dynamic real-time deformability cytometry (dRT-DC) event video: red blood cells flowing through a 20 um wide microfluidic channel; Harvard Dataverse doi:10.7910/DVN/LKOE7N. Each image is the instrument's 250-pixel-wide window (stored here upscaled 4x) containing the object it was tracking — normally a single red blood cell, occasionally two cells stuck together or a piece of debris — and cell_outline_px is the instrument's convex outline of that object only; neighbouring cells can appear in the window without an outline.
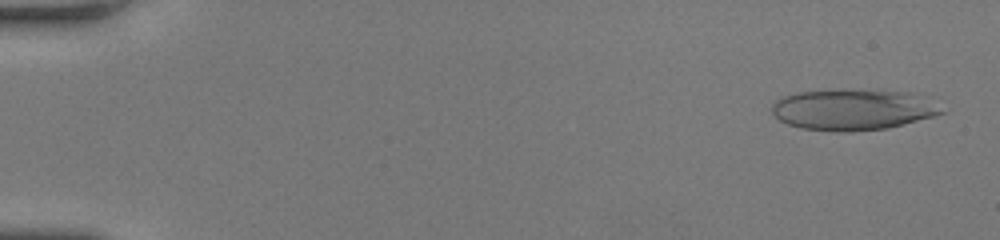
{"species": "human", "species_latin": "Homo sapiens", "temperature_condition": "room temperature", "stored_images_in_passage": 61, "camera_frame_rate_fps": 3000, "um_per_image_px": 0.085, "donor": {"sex": "female"}, "frame": {"image": 1, "passage_image": 3, "time_ms": 0.667, "image_size_px": [1000, 240], "cell_outline_px": [[948, 112], [936, 116], [888, 128], [852, 132], [836, 132], [800, 128], [788, 124], [780, 120], [772, 112], [772, 104], [780, 96], [796, 92], [844, 88], [876, 88], [908, 92]], "centroid_in_image_um": [72.44, 9.29], "position_along_channel_um": 12.6, "area_um2": 41.27}}
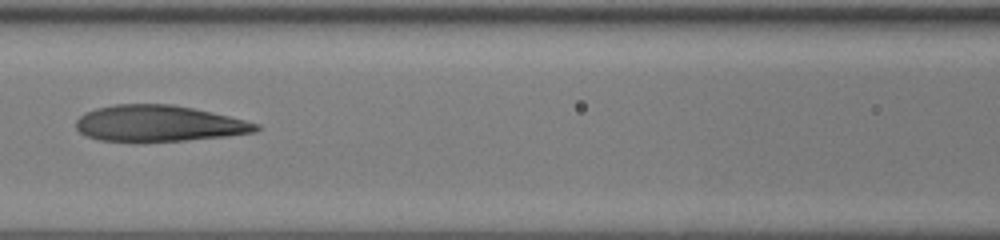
{"frame": {"image": 2, "passage_image": 31, "time_ms": 10.0, "image_size_px": [1000, 240], "cell_outline_px": [[260, 128], [256, 132], [224, 136], [144, 144], [140, 144], [100, 140], [88, 136], [80, 132], [76, 128], [76, 120], [84, 112], [96, 108], [116, 104], [172, 104], [212, 112], [260, 124]], "centroid_in_image_um": [13.45, 10.52], "position_along_channel_um": 153.2, "area_um2": 38.55}}
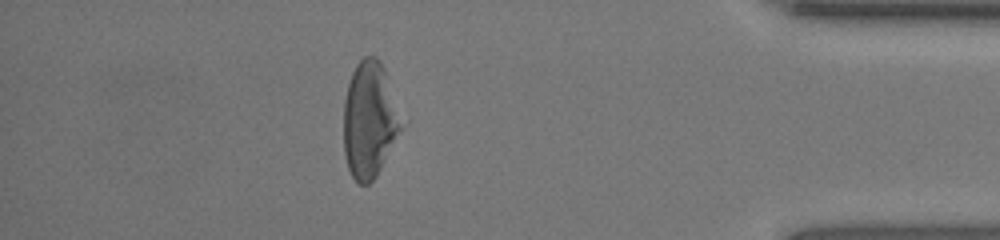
{"frame": {"image": 3, "passage_image": 54, "time_ms": 17.667, "image_size_px": [1000, 240], "cell_outline_px": [[408, 120], [376, 176], [368, 184], [360, 184], [352, 176], [348, 168], [344, 156], [344, 100], [348, 84], [352, 72], [356, 64], [364, 56], [376, 56], [380, 60], [388, 76]], "centroid_in_image_um": [31.49, 10.14], "position_along_channel_um": 403.7, "area_um2": 40.34}, "authors_computed_cell_mechanics": {"area_um2": 38.8416, "velocity_mm_per_s": 3.753, "shape_relaxation_time_tau1_ms": 7.7589, "shape_relaxation_time_tau2_ms": 1.9413, "deformation_change_tau1": 0.2868, "deformation_change_tau2": 0.1082}}